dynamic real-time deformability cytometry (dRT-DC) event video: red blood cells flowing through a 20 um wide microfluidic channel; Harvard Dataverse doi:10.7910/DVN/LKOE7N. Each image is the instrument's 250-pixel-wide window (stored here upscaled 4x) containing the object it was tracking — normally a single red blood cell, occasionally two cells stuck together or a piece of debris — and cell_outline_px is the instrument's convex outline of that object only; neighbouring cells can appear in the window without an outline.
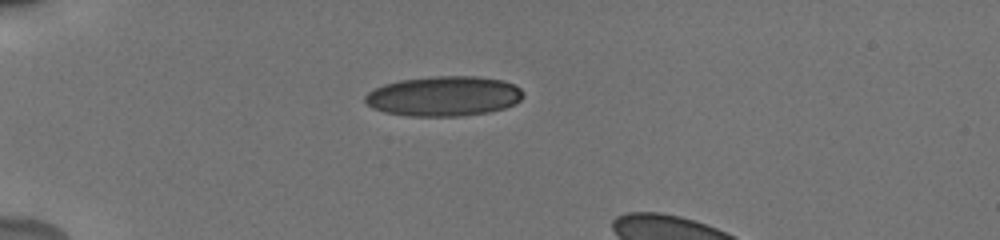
{"species": "human", "species_latin": "Homo sapiens", "temperature_condition": "cold", "stored_images_in_passage": 5, "segment_of_instrument_passage": [1, 2], "camera_frame_rate_fps": 3000, "um_per_image_px": 0.085, "donor": {"sex": "male"}, "frame": {"image": 1, "passage_image": 1, "time_ms": 0.0, "image_size_px": [1000, 240], "cell_outline_px": [[524, 96], [516, 104], [504, 108], [488, 112], [460, 116], [408, 116], [384, 112], [372, 108], [364, 104], [364, 96], [368, 92], [384, 84], [400, 80], [432, 76], [476, 76], [504, 80], [516, 84], [524, 92]], "centroid_in_image_um": [37.74, 8.17], "position_along_channel_um": 47.3, "area_um2": 37.22}}
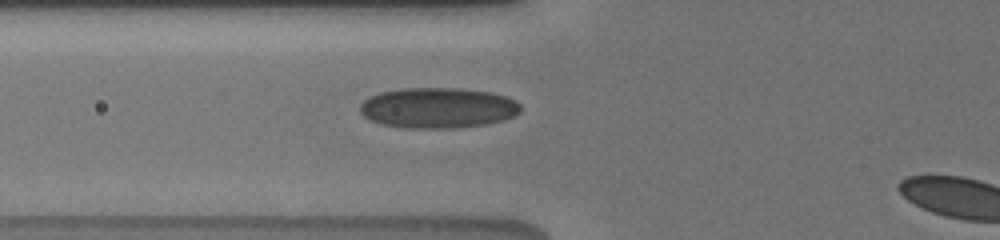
{"frame": {"image": 2, "passage_image": 4, "time_ms": 1.0, "image_size_px": [1000, 240], "cell_outline_px": [[520, 112], [504, 120], [484, 124], [452, 128], [404, 128], [380, 124], [364, 116], [360, 112], [360, 104], [368, 96], [380, 92], [400, 88], [460, 88], [492, 92], [508, 96], [516, 100], [520, 104]], "centroid_in_image_um": [37.22, 9.16], "position_along_channel_um": 88.6, "area_um2": 38.21}}